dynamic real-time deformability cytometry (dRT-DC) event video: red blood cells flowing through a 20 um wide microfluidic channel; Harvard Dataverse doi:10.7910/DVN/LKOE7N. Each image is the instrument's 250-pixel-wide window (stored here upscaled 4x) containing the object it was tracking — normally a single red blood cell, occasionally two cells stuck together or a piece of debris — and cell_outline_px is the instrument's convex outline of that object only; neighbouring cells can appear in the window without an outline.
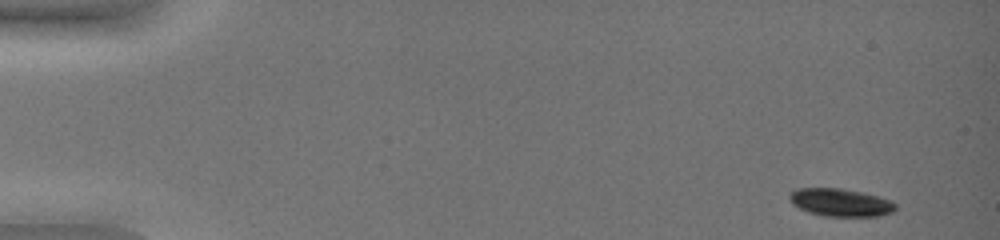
{"species": "common noctule bat (a hibernating species)", "species_latin": "Nyctalus noctula", "temperature_condition": "warm", "stored_images_in_passage": 45, "camera_frame_rate_fps": 3000, "um_per_image_px": 0.085, "animal": {"sex": "female", "body_mass_g": 19.0, "forearm_length_mm": 51.5}, "frame": {"image": 1, "passage_image": 1, "time_ms": 0.0, "image_size_px": [1000, 240], "cell_outline_px": [[896, 208], [892, 212], [880, 216], [820, 216], [808, 212], [792, 204], [788, 196], [796, 188], [840, 188], [864, 192], [880, 196], [892, 200], [896, 204]], "centroid_in_image_um": [71.46, 17.21], "position_along_channel_um": 13.5, "area_um2": 17.4}}
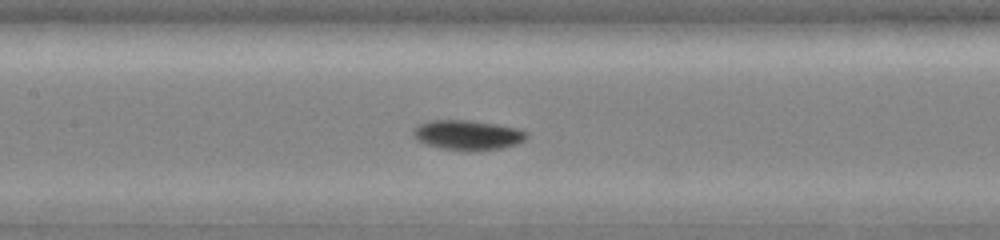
{"frame": {"image": 2, "passage_image": 25, "time_ms": 8.0, "image_size_px": [1000, 240], "cell_outline_px": [[528, 136], [520, 144], [504, 148], [468, 152], [440, 148], [416, 140], [412, 132], [412, 128], [420, 124], [432, 120], [472, 120], [520, 128], [528, 132]], "centroid_in_image_um": [39.8, 11.49], "position_along_channel_um": 167.6, "area_um2": 20.17}}
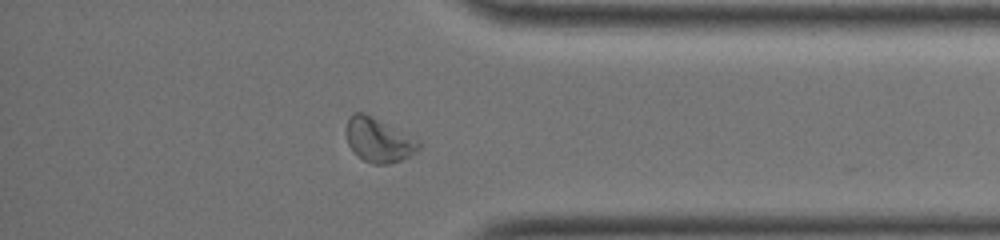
{"frame": {"image": 3, "passage_image": 44, "time_ms": 14.333, "image_size_px": [1000, 240], "cell_outline_px": [[424, 144], [412, 156], [388, 164], [372, 164], [356, 156], [352, 152], [348, 144], [348, 120], [356, 112], [364, 112], [420, 140]], "centroid_in_image_um": [32.24, 11.94], "position_along_channel_um": 403.0, "area_um2": 18.67}}